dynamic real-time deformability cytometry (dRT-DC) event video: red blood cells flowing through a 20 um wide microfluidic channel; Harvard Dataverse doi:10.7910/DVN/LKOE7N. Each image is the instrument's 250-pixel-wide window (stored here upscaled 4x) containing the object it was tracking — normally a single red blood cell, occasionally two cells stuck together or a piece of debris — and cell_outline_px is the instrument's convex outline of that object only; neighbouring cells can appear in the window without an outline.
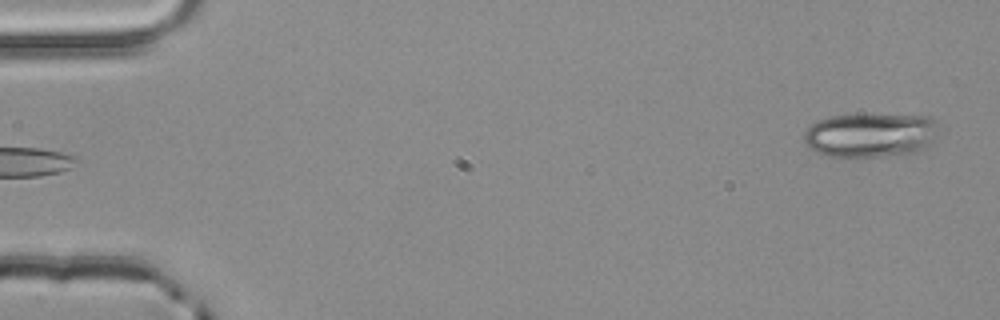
{"species": "common noctule bat (a hibernating species)", "species_latin": "Nyctalus noctula", "temperature_condition": "room temperature", "stored_images_in_passage": 3, "segment_of_instrument_passage": [2, 2], "camera_frame_rate_fps": 3000, "um_per_image_px": 0.085, "animal": {"sex": "male", "body_mass_g": 20.4}, "frame": {"image": 1, "passage_image": 3, "time_ms": 0.667, "image_size_px": [1000, 320], "cell_outline_px": [[936, 136], [920, 152], [904, 156], [828, 156], [816, 152], [804, 144], [804, 132], [812, 124], [820, 120], [832, 116], [928, 116], [932, 120]], "centroid_in_image_um": [73.96, 11.53], "position_along_channel_um": 11.0, "area_um2": 34.04}}